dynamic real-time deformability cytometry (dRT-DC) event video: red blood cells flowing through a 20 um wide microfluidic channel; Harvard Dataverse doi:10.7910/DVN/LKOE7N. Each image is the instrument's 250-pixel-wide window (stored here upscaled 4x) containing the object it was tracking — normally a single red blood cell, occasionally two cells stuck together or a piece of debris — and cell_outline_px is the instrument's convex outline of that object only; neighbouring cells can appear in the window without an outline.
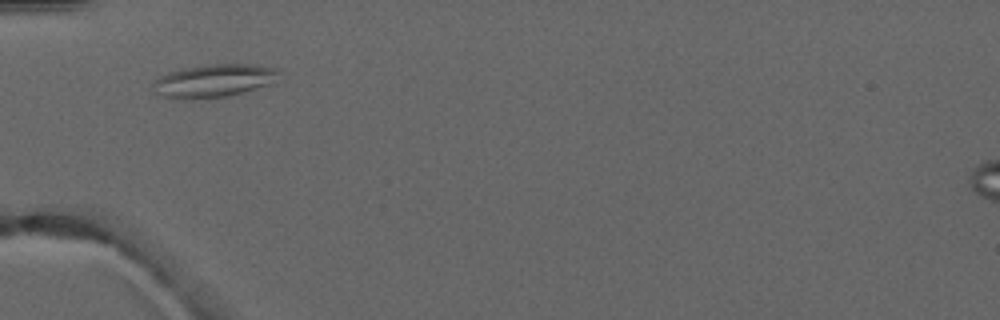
{"species": "common noctule bat (a hibernating species)", "species_latin": "Nyctalus noctula", "temperature_condition": "warm", "stored_images_in_passage": 3, "camera_frame_rate_fps": 3000, "um_per_image_px": 0.085, "animal": {"sex": "male", "forearm_length_mm": 52.5}, "frame": {"image": 1, "passage_image": 2, "time_ms": 1.667, "image_size_px": [1000, 320], "cell_outline_px": [[280, 72], [276, 84], [228, 96], [192, 100], [164, 96], [156, 92], [156, 80], [160, 76], [184, 68], [208, 64], [252, 64], [276, 68]], "centroid_in_image_um": [18.31, 6.86], "position_along_channel_um": 66.7, "area_um2": 24.22}}